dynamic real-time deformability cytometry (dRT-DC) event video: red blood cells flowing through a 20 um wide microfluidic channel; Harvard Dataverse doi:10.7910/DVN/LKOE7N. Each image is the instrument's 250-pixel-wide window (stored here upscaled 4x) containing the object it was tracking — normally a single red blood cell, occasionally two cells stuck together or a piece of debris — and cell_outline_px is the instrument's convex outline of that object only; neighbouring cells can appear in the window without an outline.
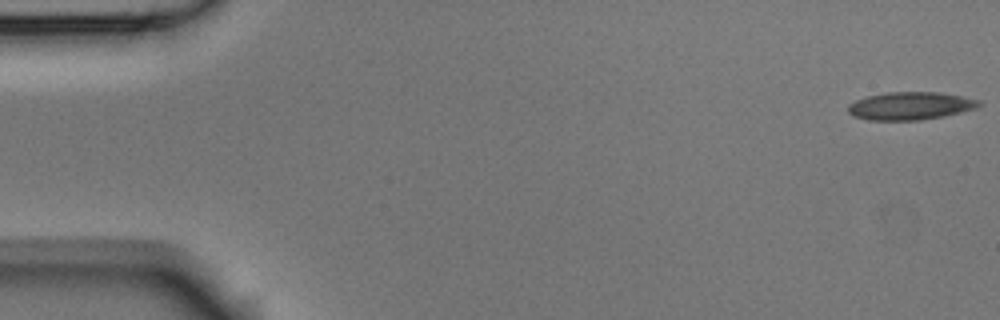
{"species": "Egyptian fruit bat (a non-hibernating species)", "species_latin": "Rousettus aegyptiacus", "temperature_condition": "room temperature", "stored_images_in_passage": 5, "camera_frame_rate_fps": 3000, "um_per_image_px": 0.085, "animal": {"sex": "male"}, "frame": {"image": 1, "passage_image": 1, "time_ms": 0.0, "image_size_px": [1000, 320], "cell_outline_px": [[984, 104], [976, 108], [944, 116], [920, 120], [868, 120], [852, 116], [848, 112], [848, 104], [856, 100], [868, 96], [888, 92], [936, 92], [960, 96], [980, 100]], "centroid_in_image_um": [77.37, 9.0], "position_along_channel_um": 7.6, "area_um2": 21.21}}
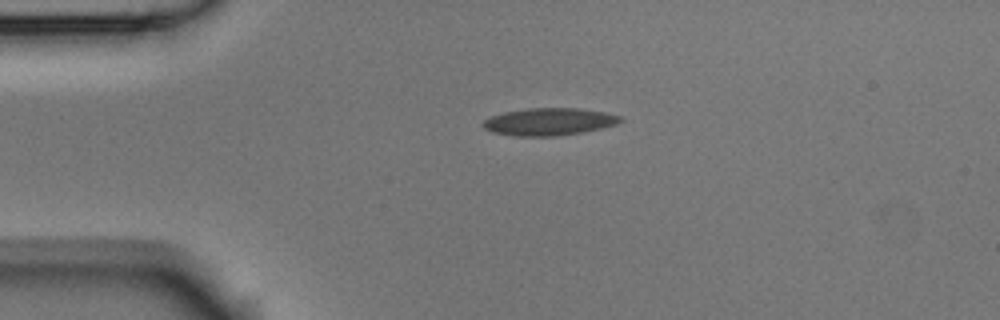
{"frame": {"image": 2, "passage_image": 4, "time_ms": 1.0, "image_size_px": [1000, 320], "cell_outline_px": [[624, 120], [616, 124], [584, 132], [556, 136], [512, 136], [492, 132], [484, 128], [480, 124], [484, 120], [492, 116], [504, 112], [528, 108], [576, 108], [604, 112], [620, 116]], "centroid_in_image_um": [46.64, 10.35], "position_along_channel_um": 38.4, "area_um2": 21.91}}